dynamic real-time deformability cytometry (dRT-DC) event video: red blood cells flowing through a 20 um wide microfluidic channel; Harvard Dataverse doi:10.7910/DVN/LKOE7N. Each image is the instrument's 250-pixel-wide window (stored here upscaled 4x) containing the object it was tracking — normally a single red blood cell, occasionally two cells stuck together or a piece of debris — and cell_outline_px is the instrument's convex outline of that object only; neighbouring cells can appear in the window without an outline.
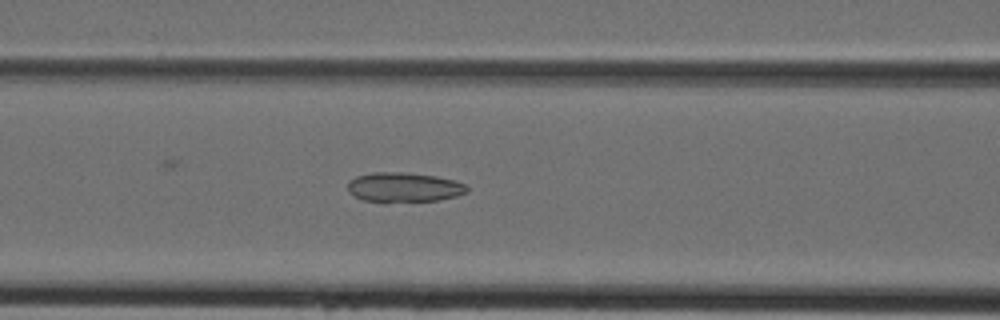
{"species": "Egyptian fruit bat (a non-hibernating species)", "species_latin": "Rousettus aegyptiacus", "temperature_condition": "cold", "stored_images_in_passage": 43, "camera_frame_rate_fps": 3000, "um_per_image_px": 0.085, "animal": {"sex": "female"}, "frame": {"image": 1, "passage_image": 17, "time_ms": 5.333, "image_size_px": [1000, 320], "cell_outline_px": [[468, 192], [456, 196], [440, 200], [384, 204], [364, 200], [352, 196], [348, 192], [348, 184], [356, 176], [372, 172], [400, 172], [436, 176], [456, 180], [464, 184], [468, 188]], "centroid_in_image_um": [34.31, 15.95], "position_along_channel_um": 132.3, "area_um2": 21.21}}
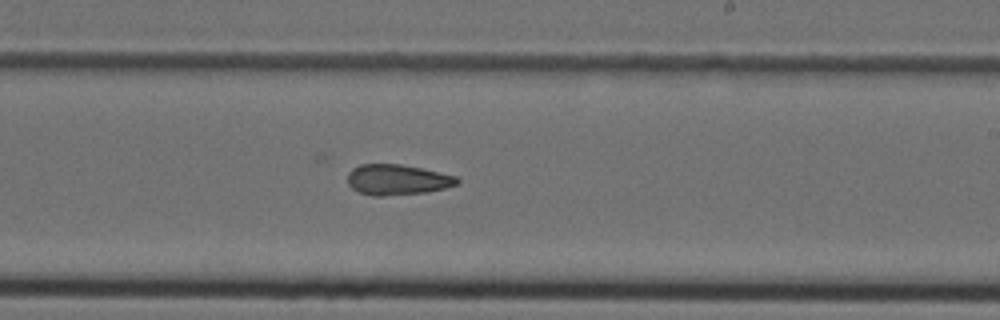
{"frame": {"image": 2, "passage_image": 25, "time_ms": 8.0, "image_size_px": [1000, 320], "cell_outline_px": [[460, 184], [428, 192], [384, 196], [372, 196], [360, 192], [352, 188], [348, 184], [348, 172], [352, 168], [360, 164], [400, 164], [420, 168], [456, 176], [460, 180]], "centroid_in_image_um": [33.77, 15.28], "position_along_channel_um": 255.2, "area_um2": 19.54}}
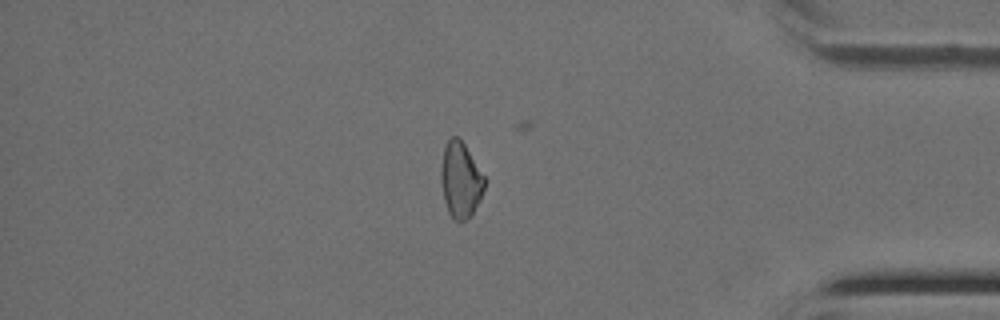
{"frame": {"image": 3, "passage_image": 36, "time_ms": 11.667, "image_size_px": [1000, 320], "cell_outline_px": [[484, 188], [480, 200], [472, 216], [468, 220], [452, 220], [448, 212], [444, 200], [440, 180], [440, 172], [444, 148], [448, 140], [452, 136], [456, 136], [464, 144], [484, 176]], "centroid_in_image_um": [39.13, 15.34], "position_along_channel_um": 396.1, "area_um2": 19.13}}